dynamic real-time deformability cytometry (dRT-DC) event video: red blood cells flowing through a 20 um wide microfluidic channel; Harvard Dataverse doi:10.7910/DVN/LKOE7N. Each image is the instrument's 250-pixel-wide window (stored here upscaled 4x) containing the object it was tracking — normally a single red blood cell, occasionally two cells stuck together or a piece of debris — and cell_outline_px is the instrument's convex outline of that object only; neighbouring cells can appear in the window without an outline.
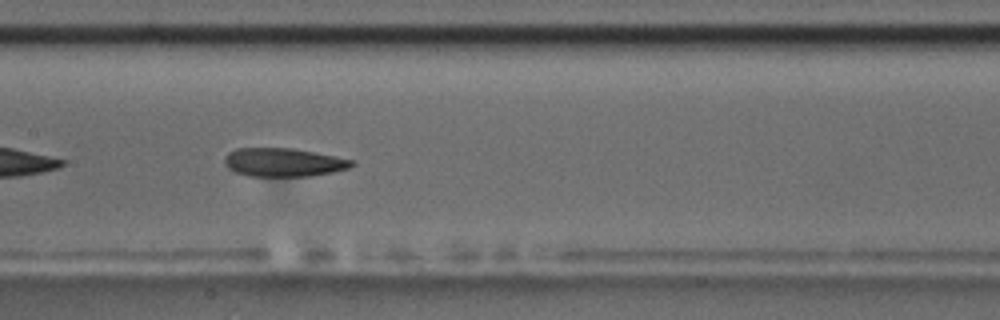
{"species": "common noctule bat (a hibernating species)", "species_latin": "Nyctalus noctula", "temperature_condition": "room temperature", "stored_images_in_passage": 10, "camera_frame_rate_fps": 3000, "um_per_image_px": 0.085, "animal": {"sex": "male", "body_mass_g": 17.5, "forearm_length_mm": 52.3}, "frame": {"image": 1, "passage_image": 9, "time_ms": 9.0, "image_size_px": [1000, 320], "cell_outline_px": [[356, 164], [348, 168], [332, 172], [312, 176], [248, 176], [236, 172], [228, 168], [224, 164], [224, 156], [228, 152], [236, 148], [292, 148], [356, 160]], "centroid_in_image_um": [24.09, 13.79], "position_along_channel_um": 183.3, "area_um2": 21.27}}